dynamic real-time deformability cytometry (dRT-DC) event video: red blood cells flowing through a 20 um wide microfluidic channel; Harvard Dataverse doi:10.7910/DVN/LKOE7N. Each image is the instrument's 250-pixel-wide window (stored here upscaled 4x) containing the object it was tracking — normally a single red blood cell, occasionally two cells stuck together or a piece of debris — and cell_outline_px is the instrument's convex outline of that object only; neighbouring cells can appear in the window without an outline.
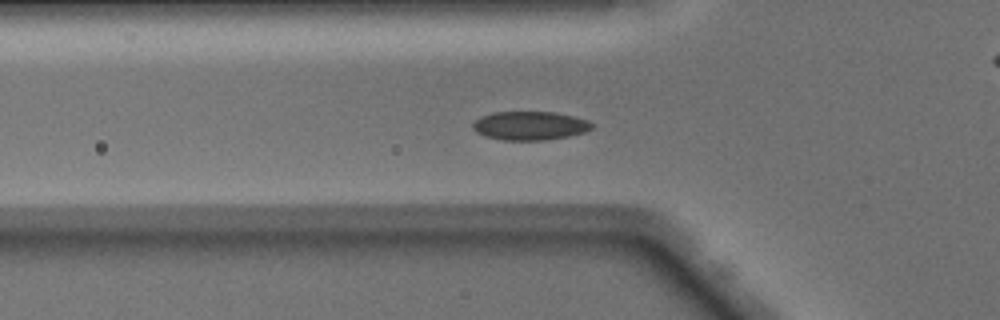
{"species": "Egyptian fruit bat (a non-hibernating species)", "species_latin": "Rousettus aegyptiacus", "temperature_condition": "warm", "stored_images_in_passage": 41, "camera_frame_rate_fps": 3000, "um_per_image_px": 0.085, "animal": {"sex": "male"}, "frame": {"image": 1, "passage_image": 7, "time_ms": 2.0, "image_size_px": [1000, 320], "cell_outline_px": [[592, 128], [584, 132], [568, 136], [544, 140], [500, 140], [484, 136], [476, 132], [472, 128], [472, 124], [480, 116], [492, 112], [552, 112], [576, 116], [588, 120], [592, 124]], "centroid_in_image_um": [45.01, 10.68], "position_along_channel_um": 80.8, "area_um2": 20.0}}
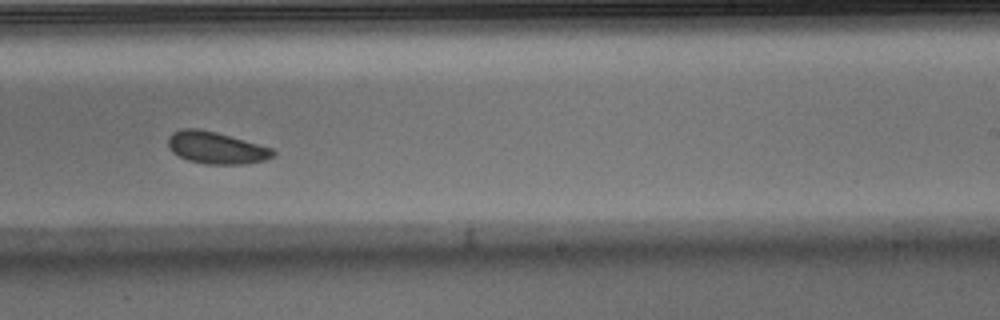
{"frame": {"image": 2, "passage_image": 21, "time_ms": 6.667, "image_size_px": [1000, 320], "cell_outline_px": [[276, 156], [264, 160], [244, 164], [208, 164], [188, 160], [172, 152], [168, 148], [168, 136], [172, 132], [180, 128], [200, 128], [216, 132], [272, 148], [276, 152]], "centroid_in_image_um": [18.35, 12.55], "position_along_channel_um": 270.6, "area_um2": 19.65}}
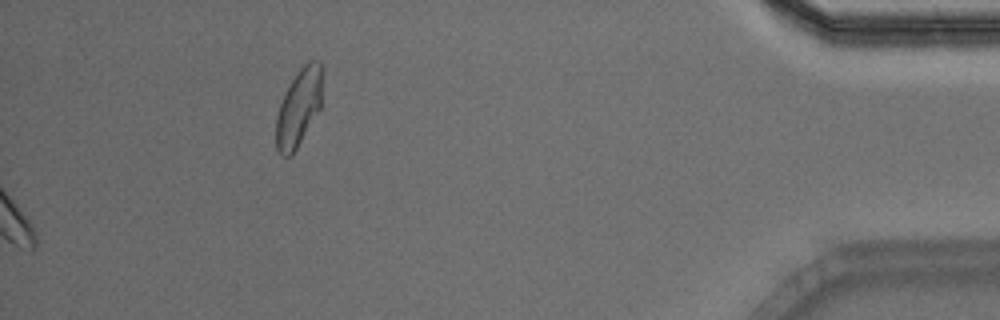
{"frame": {"image": 3, "passage_image": 41, "time_ms": 13.333, "image_size_px": [1000, 320], "cell_outline_px": [[320, 108], [292, 156], [280, 156], [276, 148], [276, 116], [280, 104], [292, 80], [300, 68], [308, 60], [320, 60]], "centroid_in_image_um": [25.36, 9.19], "position_along_channel_um": 409.8, "area_um2": 20.29}, "authors_computed_cell_mechanics": {"area_um2": 19.9988, "velocity_mm_per_s": 4.0523, "shape_relaxation_time_tau1_ms": 1.1635, "shape_relaxation_time_tau2_ms": null, "deformation_change_tau1": 0.0477, "deformation_change_tau2": null}}